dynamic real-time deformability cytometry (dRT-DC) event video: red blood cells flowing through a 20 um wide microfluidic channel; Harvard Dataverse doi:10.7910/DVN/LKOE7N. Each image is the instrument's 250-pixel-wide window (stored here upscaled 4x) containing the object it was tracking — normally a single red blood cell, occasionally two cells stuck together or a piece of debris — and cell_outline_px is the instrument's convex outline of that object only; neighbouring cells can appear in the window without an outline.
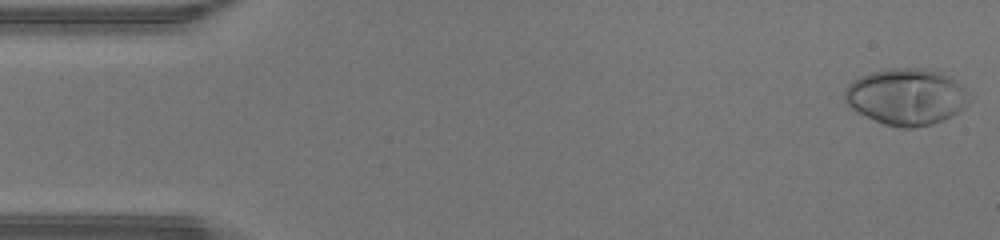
{"species": "human", "species_latin": "Homo sapiens", "temperature_condition": "warm", "stored_images_in_passage": 46, "camera_frame_rate_fps": 3000, "um_per_image_px": 0.085, "donor": {"sex": "male"}, "frame": {"image": 1, "passage_image": 1, "time_ms": 0.0, "image_size_px": [1000, 240], "cell_outline_px": [[972, 100], [964, 108], [952, 116], [932, 124], [912, 128], [900, 128], [884, 124], [852, 108], [844, 100], [844, 88], [852, 80], [860, 76], [872, 72], [892, 68], [920, 68], [940, 72], [952, 76], [968, 92]], "centroid_in_image_um": [77.07, 8.21], "position_along_channel_um": 7.9, "area_um2": 41.1}}
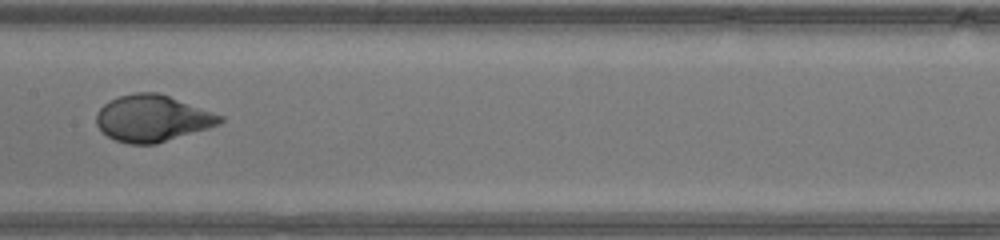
{"frame": {"image": 2, "passage_image": 23, "time_ms": 7.333, "image_size_px": [1000, 240], "cell_outline_px": [[224, 120], [220, 124], [208, 128], [156, 144], [128, 144], [116, 140], [108, 136], [96, 124], [96, 112], [108, 100], [120, 96], [136, 92], [156, 92], [168, 96], [224, 116]], "centroid_in_image_um": [12.94, 10.06], "position_along_channel_um": 194.5, "area_um2": 33.35}}
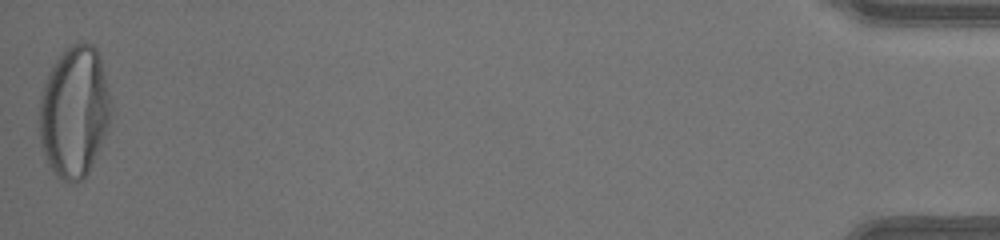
{"frame": {"image": 3, "passage_image": 46, "time_ms": 15.0, "image_size_px": [1000, 240], "cell_outline_px": [[112, 104], [108, 128], [88, 172], [80, 180], [64, 180], [56, 176], [52, 172], [48, 164], [40, 144], [40, 92], [48, 72], [56, 60], [76, 40], [92, 44], [96, 48], [100, 56]], "centroid_in_image_um": [6.31, 9.46], "position_along_channel_um": 428.9, "area_um2": 54.68}, "authors_computed_cell_mechanics": {"area_um2": 35.3736, "velocity_mm_per_s": 4.4516, "shape_relaxation_time_tau1_ms": 4.924, "shape_relaxation_time_tau2_ms": null, "deformation_change_tau1": 0.2959, "deformation_change_tau2": null}}